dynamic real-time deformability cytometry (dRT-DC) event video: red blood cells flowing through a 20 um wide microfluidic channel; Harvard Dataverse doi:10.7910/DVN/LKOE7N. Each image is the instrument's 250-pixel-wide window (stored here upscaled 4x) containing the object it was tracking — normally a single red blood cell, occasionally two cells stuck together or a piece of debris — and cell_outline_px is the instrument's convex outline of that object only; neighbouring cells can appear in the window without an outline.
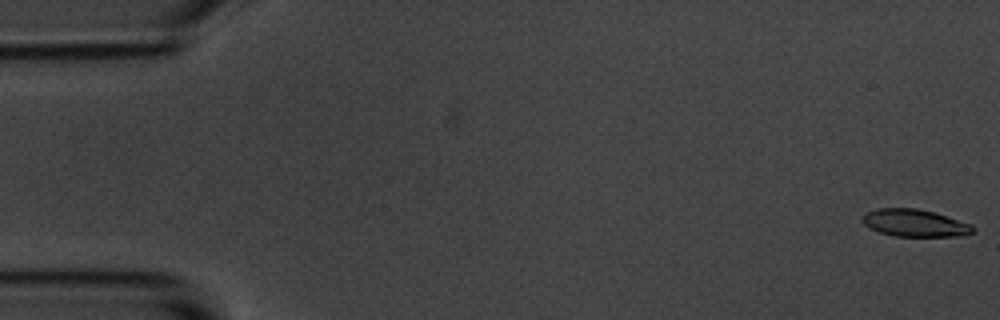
{"species": "common noctule bat (a hibernating species)", "species_latin": "Nyctalus noctula", "temperature_condition": "room temperature", "stored_images_in_passage": 55, "camera_frame_rate_fps": 3000, "um_per_image_px": 0.085, "animal": {"sex": "male", "body_mass_g": 20.1, "forearm_length_mm": 53.5}, "frame": {"image": 1, "passage_image": 1, "time_ms": 0.0, "image_size_px": [1000, 320], "cell_outline_px": [[972, 232], [956, 236], [892, 236], [868, 228], [860, 220], [860, 216], [876, 208], [916, 208], [932, 212], [972, 224]], "centroid_in_image_um": [77.65, 18.95], "position_along_channel_um": 7.3, "area_um2": 17.46}}
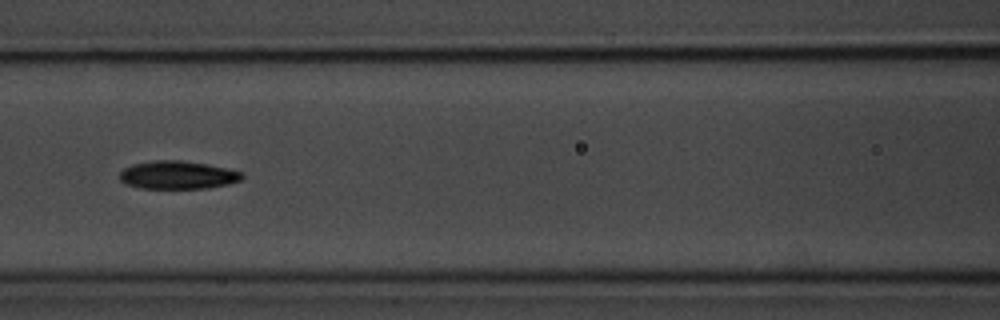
{"frame": {"image": 2, "passage_image": 24, "time_ms": 7.667, "image_size_px": [1000, 320], "cell_outline_px": [[244, 176], [240, 180], [228, 184], [208, 188], [140, 188], [124, 184], [120, 180], [120, 172], [124, 168], [132, 164], [156, 160], [180, 160], [208, 164], [228, 168], [244, 172]], "centroid_in_image_um": [15.11, 14.87], "position_along_channel_um": 151.5, "area_um2": 20.17}}
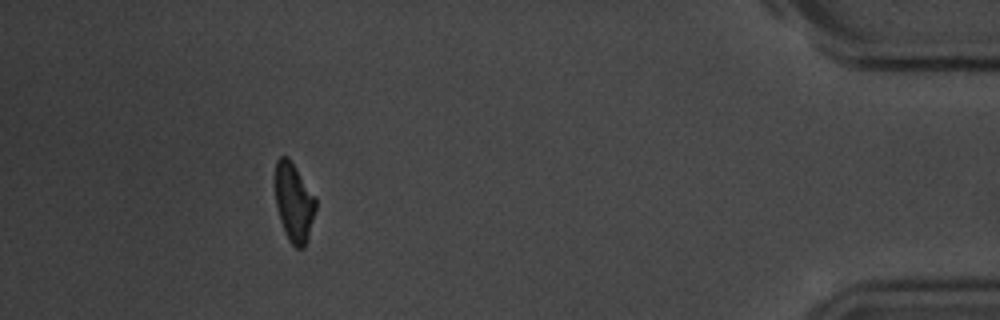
{"frame": {"image": 3, "passage_image": 50, "time_ms": 16.333, "image_size_px": [1000, 320], "cell_outline_px": [[316, 208], [304, 248], [296, 248], [288, 240], [284, 232], [280, 220], [276, 204], [272, 180], [276, 160], [280, 156], [288, 156], [316, 196]], "centroid_in_image_um": [24.93, 17.13], "position_along_channel_um": 410.3, "area_um2": 19.13}, "authors_computed_cell_mechanics": {"area_um2": 19.4786, "velocity_mm_per_s": 3.6637, "shape_relaxation_time_tau1_ms": 2.4855, "shape_relaxation_time_tau2_ms": null, "deformation_change_tau1": 0.1391, "deformation_change_tau2": null}}